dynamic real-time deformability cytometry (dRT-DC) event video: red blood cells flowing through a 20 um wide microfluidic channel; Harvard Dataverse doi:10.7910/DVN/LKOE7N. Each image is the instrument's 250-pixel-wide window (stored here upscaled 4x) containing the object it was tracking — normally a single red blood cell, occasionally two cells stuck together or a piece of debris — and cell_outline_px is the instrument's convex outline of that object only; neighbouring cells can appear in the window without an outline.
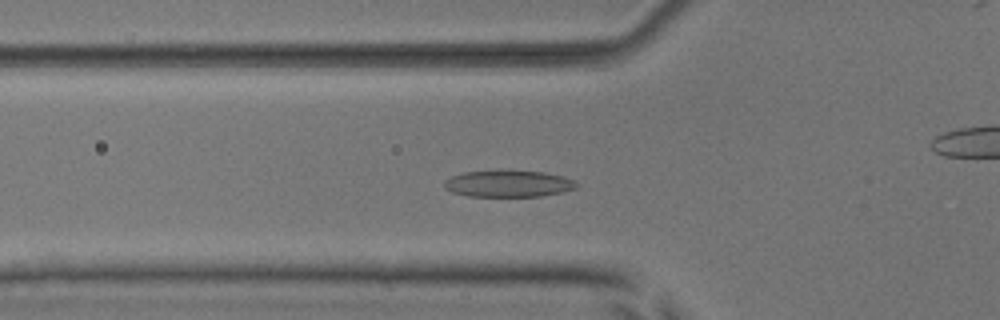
{"species": "common noctule bat (a hibernating species)", "species_latin": "Nyctalus noctula", "temperature_condition": "room temperature", "stored_images_in_passage": 53, "camera_frame_rate_fps": 3000, "um_per_image_px": 0.085, "animal": {"sex": "male", "body_mass_g": 17.9, "forearm_length_mm": 54.2}, "frame": {"image": 1, "passage_image": 18, "time_ms": 5.667, "image_size_px": [1000, 320], "cell_outline_px": [[580, 184], [576, 188], [560, 192], [540, 196], [468, 196], [452, 192], [444, 188], [444, 180], [452, 176], [464, 172], [544, 172], [560, 176], [572, 180]], "centroid_in_image_um": [43.18, 15.64], "position_along_channel_um": 82.6, "area_um2": 19.88}}
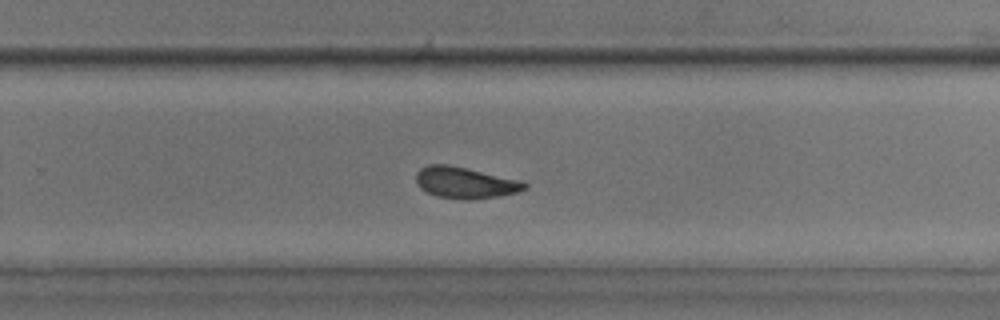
{"frame": {"image": 2, "passage_image": 34, "time_ms": 11.0, "image_size_px": [1000, 320], "cell_outline_px": [[528, 184], [524, 188], [516, 192], [496, 196], [468, 200], [464, 200], [436, 196], [420, 188], [416, 184], [416, 172], [420, 168], [428, 164], [448, 164], [468, 168], [520, 180]], "centroid_in_image_um": [39.48, 15.51], "position_along_channel_um": 290.3, "area_um2": 19.77}}
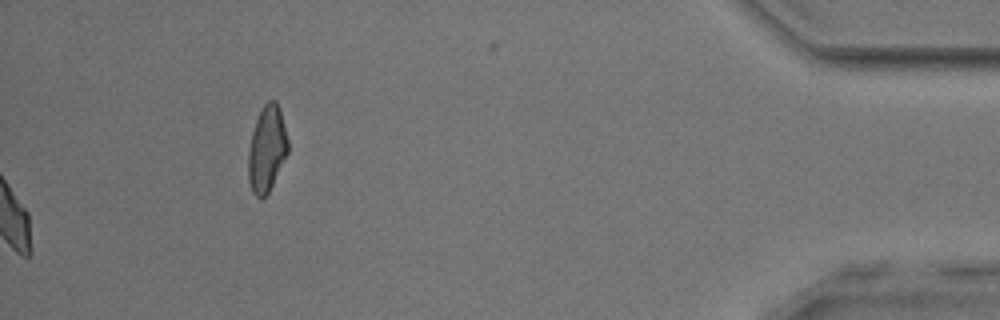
{"frame": {"image": 3, "passage_image": 53, "time_ms": 17.333, "image_size_px": [1000, 320], "cell_outline_px": [[288, 152], [268, 192], [260, 200], [252, 192], [248, 180], [248, 152], [252, 132], [256, 120], [264, 104], [268, 100], [276, 100], [280, 108], [288, 140]], "centroid_in_image_um": [22.67, 12.65], "position_along_channel_um": 412.5, "area_um2": 19.77}, "authors_computed_cell_mechanics": {"area_um2": 19.7676, "velocity_mm_per_s": 3.9099, "shape_relaxation_time_tau1_ms": 3.4725, "shape_relaxation_time_tau2_ms": 1.8134, "deformation_change_tau1": 0.1387, "deformation_change_tau2": 0.0944}}